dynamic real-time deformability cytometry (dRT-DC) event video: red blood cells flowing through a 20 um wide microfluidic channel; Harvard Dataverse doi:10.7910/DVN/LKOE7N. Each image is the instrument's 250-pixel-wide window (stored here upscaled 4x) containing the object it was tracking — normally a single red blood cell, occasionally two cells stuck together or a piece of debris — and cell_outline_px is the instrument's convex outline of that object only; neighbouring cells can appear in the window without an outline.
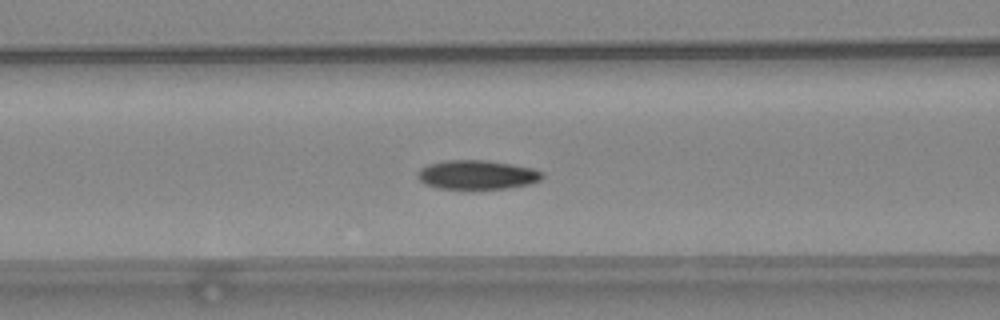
{"species": "common noctule bat (a hibernating species)", "species_latin": "Nyctalus noctula", "temperature_condition": "warm", "stored_images_in_passage": 46, "camera_frame_rate_fps": 3000, "um_per_image_px": 0.085, "animal": {"sex": "female", "body_mass_g": 24.6, "forearm_length_mm": 56.2}, "frame": {"image": 1, "passage_image": 16, "time_ms": 5.0, "image_size_px": [1000, 320], "cell_outline_px": [[544, 176], [540, 180], [528, 184], [508, 188], [440, 188], [424, 184], [416, 176], [420, 168], [428, 164], [444, 160], [484, 160], [512, 164], [532, 168], [544, 172]], "centroid_in_image_um": [40.54, 14.84], "position_along_channel_um": 126.1, "area_um2": 21.04}}
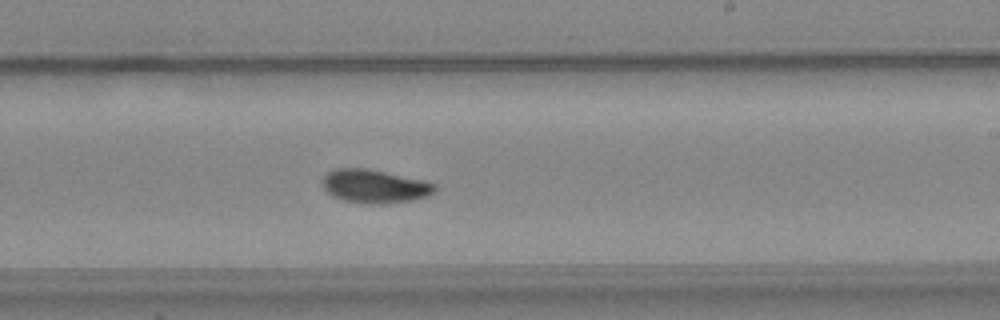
{"frame": {"image": 2, "passage_image": 26, "time_ms": 8.333, "image_size_px": [1000, 320], "cell_outline_px": [[436, 188], [428, 196], [412, 200], [380, 204], [344, 200], [332, 196], [324, 188], [324, 176], [328, 172], [336, 168], [364, 168], [424, 180], [436, 184]], "centroid_in_image_um": [31.86, 15.82], "position_along_channel_um": 257.1, "area_um2": 21.44}}
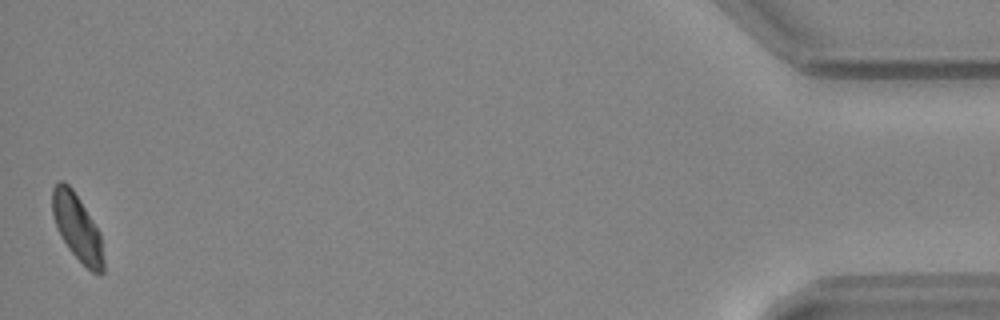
{"frame": {"image": 3, "passage_image": 46, "time_ms": 15.0, "image_size_px": [1000, 320], "cell_outline_px": [[104, 272], [100, 276], [92, 272], [68, 248], [56, 224], [52, 212], [52, 188], [60, 180], [64, 180], [72, 188], [80, 200], [100, 232], [104, 260]], "centroid_in_image_um": [6.59, 19.34], "position_along_channel_um": 428.6, "area_um2": 19.59}, "authors_computed_cell_mechanics": {"area_um2": 20.6924, "velocity_mm_per_s": 3.9442, "shape_relaxation_time_tau1_ms": 6.3974, "shape_relaxation_time_tau2_ms": null, "deformation_change_tau1": 0.1432, "deformation_change_tau2": null}}